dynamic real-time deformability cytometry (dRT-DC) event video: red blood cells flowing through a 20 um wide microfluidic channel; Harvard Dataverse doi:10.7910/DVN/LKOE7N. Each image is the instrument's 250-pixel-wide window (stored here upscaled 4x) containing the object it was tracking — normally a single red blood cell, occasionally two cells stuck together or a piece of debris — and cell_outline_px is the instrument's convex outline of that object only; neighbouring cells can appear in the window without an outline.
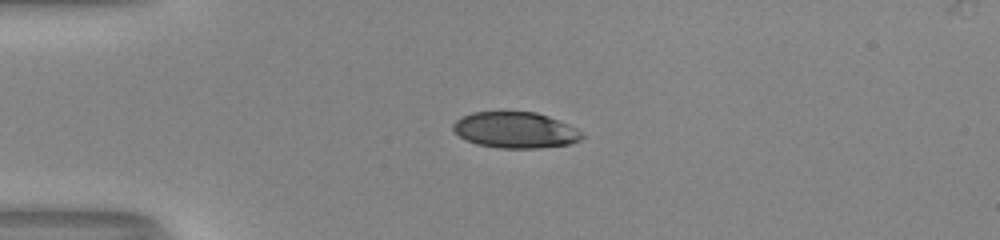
{"species": "human", "species_latin": "Homo sapiens", "temperature_condition": "room temperature", "stored_images_in_passage": 39, "camera_frame_rate_fps": 3000, "um_per_image_px": 0.085, "donor": {"sex": "male"}, "frame": {"image": 1, "passage_image": 1, "time_ms": 0.0, "image_size_px": [1000, 240], "cell_outline_px": [[584, 136], [580, 140], [568, 144], [536, 148], [500, 148], [476, 144], [460, 136], [452, 128], [452, 124], [456, 120], [472, 112], [536, 112], [548, 116], [568, 124], [584, 132]], "centroid_in_image_um": [43.82, 11.05], "position_along_channel_um": 41.2, "area_um2": 26.93}}
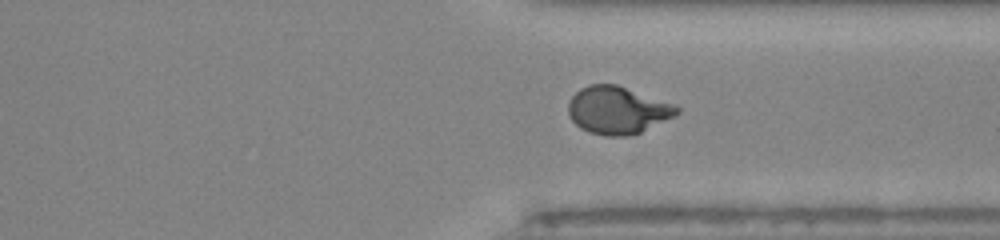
{"frame": {"image": 2, "passage_image": 27, "time_ms": 8.667, "image_size_px": [1000, 240], "cell_outline_px": [[680, 112], [632, 136], [604, 136], [588, 132], [580, 128], [568, 116], [568, 104], [572, 96], [580, 88], [588, 84], [616, 84], [672, 104], [680, 108]], "centroid_in_image_um": [52.42, 9.37], "position_along_channel_um": 359.0, "area_um2": 29.77}}
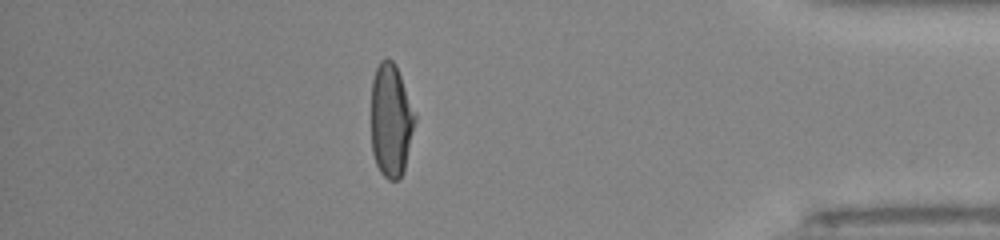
{"frame": {"image": 3, "passage_image": 33, "time_ms": 10.667, "image_size_px": [1000, 240], "cell_outline_px": [[416, 120], [404, 172], [396, 180], [388, 180], [380, 172], [376, 164], [372, 152], [372, 80], [376, 68], [380, 60], [392, 60], [396, 64], [416, 112]], "centroid_in_image_um": [33.25, 10.23], "position_along_channel_um": 402.0, "area_um2": 29.13}, "authors_computed_cell_mechanics": {"area_um2": 29.478, "velocity_mm_per_s": 4.0668, "shape_relaxation_time_tau1_ms": 4.8829, "shape_relaxation_time_tau2_ms": null, "deformation_change_tau1": 0.2353, "deformation_change_tau2": null}}